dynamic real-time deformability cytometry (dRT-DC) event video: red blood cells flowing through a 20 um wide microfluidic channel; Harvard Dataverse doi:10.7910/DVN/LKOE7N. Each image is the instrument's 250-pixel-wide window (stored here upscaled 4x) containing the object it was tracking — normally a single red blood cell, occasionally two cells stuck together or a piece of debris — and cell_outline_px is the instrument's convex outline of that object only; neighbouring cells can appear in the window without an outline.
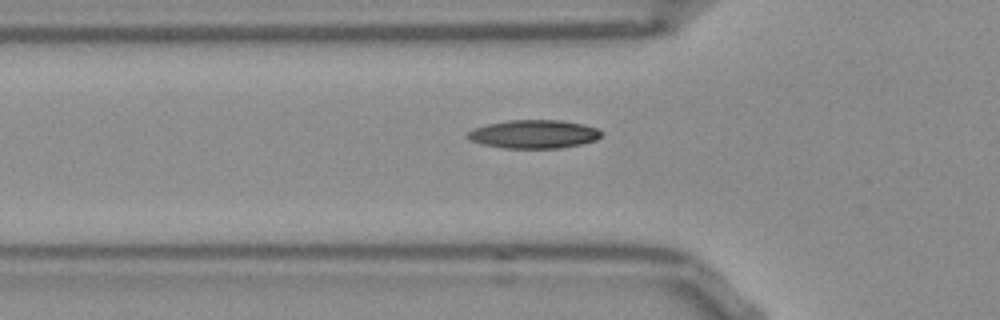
{"species": "Egyptian fruit bat (a non-hibernating species)", "species_latin": "Rousettus aegyptiacus", "temperature_condition": "room temperature", "stored_images_in_passage": 38, "camera_frame_rate_fps": 3000, "um_per_image_px": 0.085, "frame": {"image": 1, "passage_image": 6, "time_ms": 1.667, "image_size_px": [1000, 320], "cell_outline_px": [[604, 132], [596, 140], [580, 144], [560, 148], [504, 148], [484, 144], [468, 140], [464, 136], [468, 132], [476, 128], [488, 124], [508, 120], [560, 120], [584, 124], [596, 128]], "centroid_in_image_um": [45.38, 11.4], "position_along_channel_um": 80.4, "area_um2": 22.14}, "authors_computed_cell_mechanics": {"area_um2": 20.8658, "velocity_mm_per_s": 3.8194, "shape_relaxation_time_tau1_ms": 8.3634, "shape_relaxation_time_tau2_ms": null, "deformation_change_tau1": 0.1835, "deformation_change_tau2": null}}